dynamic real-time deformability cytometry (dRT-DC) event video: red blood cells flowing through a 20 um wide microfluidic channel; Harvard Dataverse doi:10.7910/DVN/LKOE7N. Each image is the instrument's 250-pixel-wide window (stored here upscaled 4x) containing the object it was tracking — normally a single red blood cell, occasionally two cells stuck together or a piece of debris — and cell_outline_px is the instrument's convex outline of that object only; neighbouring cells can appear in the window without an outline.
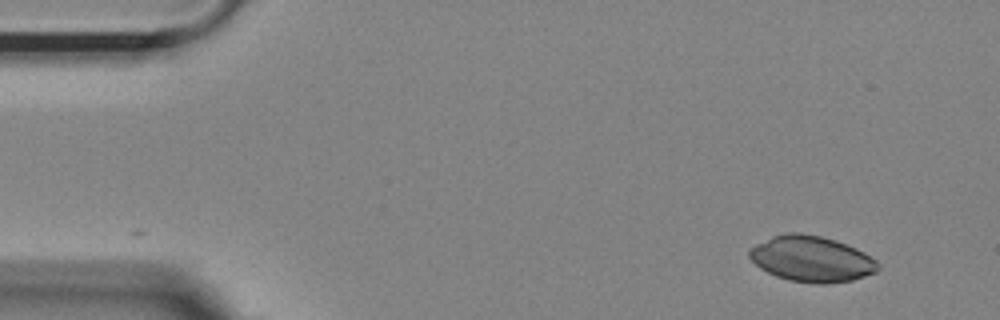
{"species": "Egyptian fruit bat (a non-hibernating species)", "species_latin": "Rousettus aegyptiacus", "temperature_condition": "room temperature", "stored_images_in_passage": 35, "camera_frame_rate_fps": 3000, "um_per_image_px": 0.085, "animal": {"sex": "female"}, "frame": {"image": 1, "passage_image": 1, "time_ms": 0.0, "image_size_px": [1000, 320], "cell_outline_px": [[880, 268], [876, 272], [852, 280], [824, 284], [816, 284], [788, 280], [776, 276], [760, 268], [748, 256], [748, 248], [772, 236], [788, 232], [800, 232], [820, 236], [836, 240], [856, 248], [864, 252], [876, 260], [880, 264]], "centroid_in_image_um": [68.97, 22.0], "position_along_channel_um": 16.0, "area_um2": 34.51}}
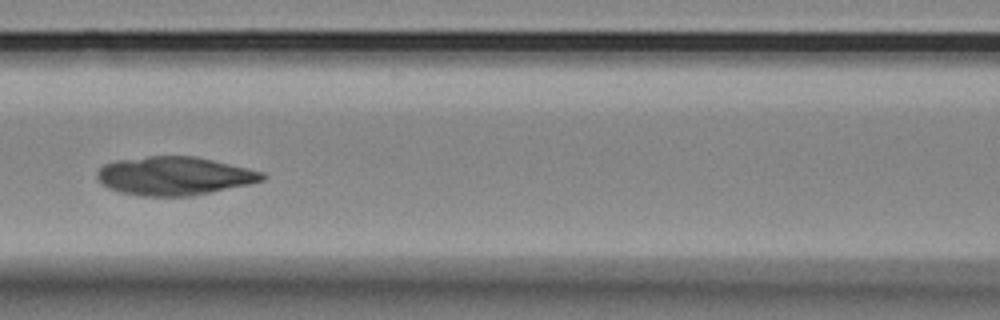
{"frame": {"image": 2, "passage_image": 20, "time_ms": 6.333, "image_size_px": [1000, 320], "cell_outline_px": [[268, 176], [264, 180], [248, 184], [192, 196], [144, 196], [120, 192], [108, 188], [100, 184], [96, 176], [96, 172], [104, 164], [116, 160], [148, 156], [196, 156], [264, 172]], "centroid_in_image_um": [14.79, 14.95], "position_along_channel_um": 151.8, "area_um2": 37.11}}
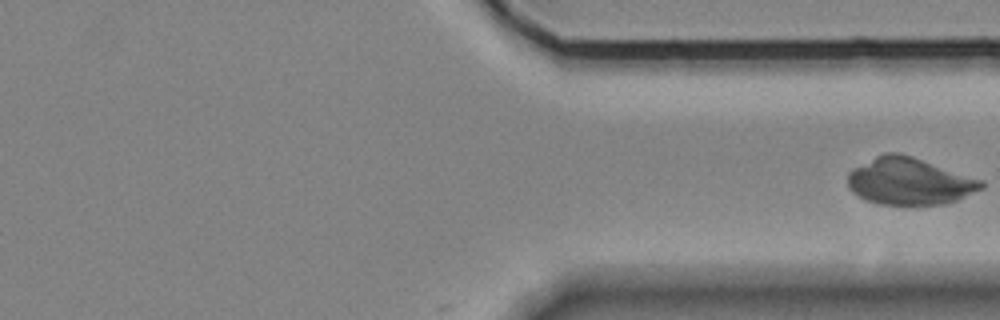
{"frame": {"image": 3, "passage_image": 35, "time_ms": 11.333, "image_size_px": [1000, 320], "cell_outline_px": [[984, 188], [948, 204], [876, 204], [864, 200], [852, 192], [848, 188], [848, 172], [852, 168], [884, 152], [900, 152], [984, 180]], "centroid_in_image_um": [77.29, 15.4], "position_along_channel_um": 334.1, "area_um2": 36.88}}